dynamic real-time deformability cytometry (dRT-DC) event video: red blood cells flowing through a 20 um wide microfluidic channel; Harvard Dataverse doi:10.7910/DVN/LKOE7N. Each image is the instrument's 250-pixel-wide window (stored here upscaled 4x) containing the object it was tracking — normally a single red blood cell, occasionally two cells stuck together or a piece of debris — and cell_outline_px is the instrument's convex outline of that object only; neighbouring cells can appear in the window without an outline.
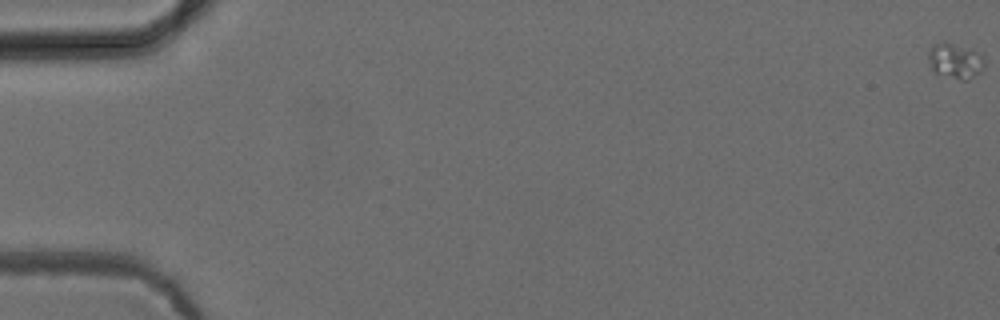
{"species": "common noctule bat (a hibernating species)", "species_latin": "Nyctalus noctula", "temperature_condition": "cold", "stored_images_in_passage": 14, "camera_frame_rate_fps": 3000, "um_per_image_px": 0.085, "animal": {"sex": "female", "body_mass_g": 24.6, "forearm_length_mm": 56.2}, "frame": {"image": 1, "passage_image": 1, "time_ms": 0.0, "image_size_px": [1000, 320], "cell_outline_px": [[984, 64], [980, 72], [968, 80], [960, 80], [936, 72], [932, 68], [928, 60], [928, 52], [932, 44], [944, 40], [984, 56]], "centroid_in_image_um": [81.16, 5.16], "position_along_channel_um": 3.8, "area_um2": 11.33}}